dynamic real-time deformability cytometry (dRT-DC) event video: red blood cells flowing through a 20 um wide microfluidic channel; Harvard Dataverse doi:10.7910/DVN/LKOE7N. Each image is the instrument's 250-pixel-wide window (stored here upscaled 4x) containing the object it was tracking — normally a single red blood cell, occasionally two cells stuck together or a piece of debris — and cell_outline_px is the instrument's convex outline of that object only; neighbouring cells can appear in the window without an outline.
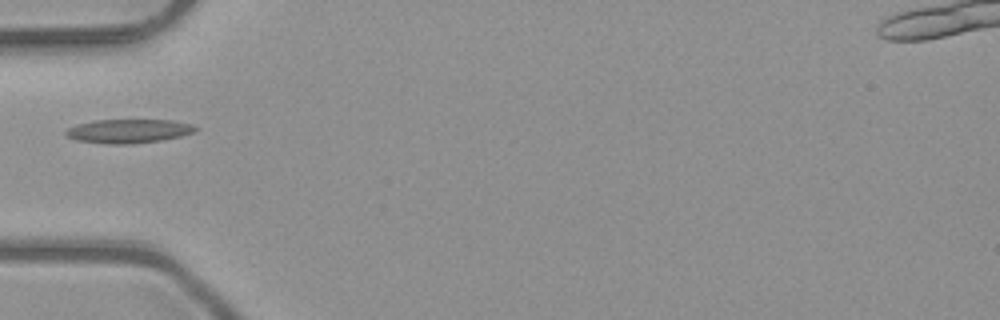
{"species": "common noctule bat (a hibernating species)", "species_latin": "Nyctalus noctula", "temperature_condition": "room temperature", "stored_images_in_passage": 2, "camera_frame_rate_fps": 3000, "um_per_image_px": 0.085, "animal": {"sex": "male", "body_mass_g": 23.1, "forearm_length_mm": 52.7}, "frame": {"image": 1, "passage_image": 1, "time_ms": 0.0, "image_size_px": [1000, 320], "cell_outline_px": [[200, 128], [196, 132], [180, 136], [160, 140], [132, 144], [108, 144], [76, 140], [68, 136], [64, 132], [68, 128], [76, 124], [96, 120], [172, 120], [192, 124]], "centroid_in_image_um": [10.96, 11.14], "position_along_channel_um": 74.0, "area_um2": 18.09}}
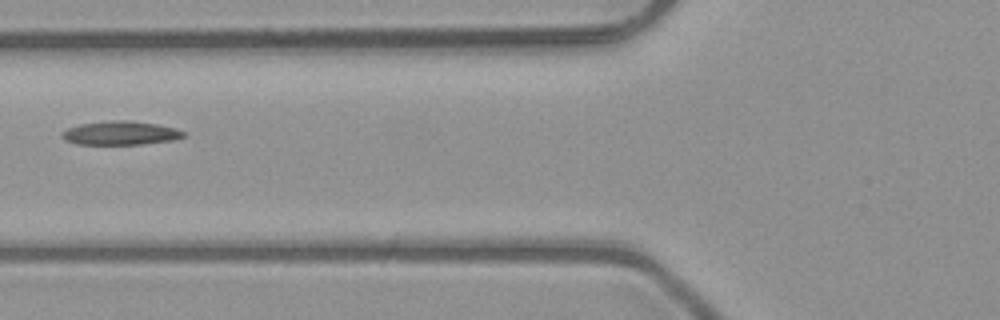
{"frame": {"image": 2, "passage_image": 2, "time_ms": 0.333, "image_size_px": [1000, 320], "cell_outline_px": [[188, 136], [176, 140], [144, 144], [76, 144], [64, 140], [60, 136], [60, 132], [68, 128], [80, 124], [108, 120], [132, 120], [156, 124], [176, 128], [188, 132]], "centroid_in_image_um": [10.29, 11.31], "position_along_channel_um": 115.5, "area_um2": 17.28}}